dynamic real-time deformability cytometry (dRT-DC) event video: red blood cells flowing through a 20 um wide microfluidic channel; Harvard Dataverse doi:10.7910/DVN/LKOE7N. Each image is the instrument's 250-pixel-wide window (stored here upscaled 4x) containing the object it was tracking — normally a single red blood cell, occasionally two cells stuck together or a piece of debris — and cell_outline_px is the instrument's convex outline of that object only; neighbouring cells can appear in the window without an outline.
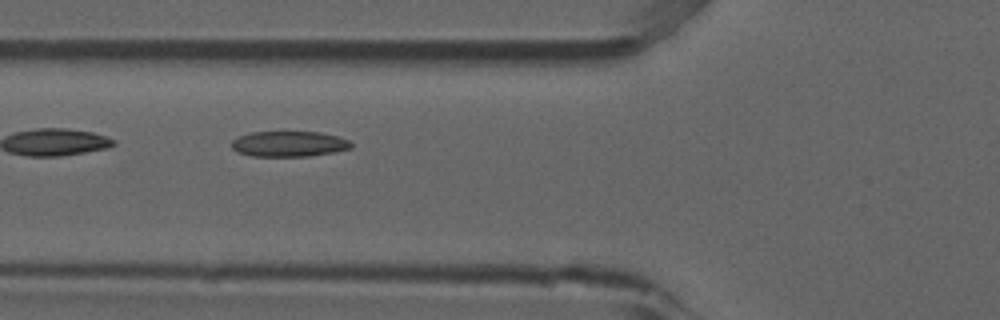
{"species": "common noctule bat (a hibernating species)", "species_latin": "Nyctalus noctula", "temperature_condition": "room temperature", "stored_images_in_passage": 23, "camera_frame_rate_fps": 3000, "um_per_image_px": 0.085, "animal": {"sex": "male", "forearm_length_mm": 52.5}, "frame": {"image": 1, "passage_image": 4, "time_ms": 1.0, "image_size_px": [1000, 320], "cell_outline_px": [[352, 148], [332, 152], [308, 156], [252, 156], [236, 152], [232, 148], [232, 140], [240, 136], [252, 132], [320, 132], [340, 136], [348, 140], [352, 144]], "centroid_in_image_um": [24.57, 12.23], "position_along_channel_um": 101.2, "area_um2": 17.74}}